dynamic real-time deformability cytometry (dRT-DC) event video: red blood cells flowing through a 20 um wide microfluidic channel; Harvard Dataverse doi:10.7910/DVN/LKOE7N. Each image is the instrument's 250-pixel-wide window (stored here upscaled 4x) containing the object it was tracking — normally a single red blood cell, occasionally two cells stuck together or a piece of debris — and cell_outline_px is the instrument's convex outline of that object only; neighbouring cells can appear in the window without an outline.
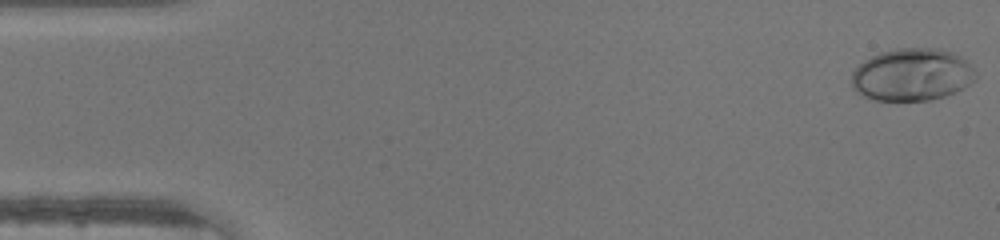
{"species": "human", "species_latin": "Homo sapiens", "temperature_condition": "warm", "stored_images_in_passage": 46, "camera_frame_rate_fps": 3000, "um_per_image_px": 0.085, "donor": {"sex": "male"}, "frame": {"image": 1, "passage_image": 1, "time_ms": 0.0, "image_size_px": [1000, 240], "cell_outline_px": [[976, 80], [964, 88], [944, 96], [928, 100], [872, 100], [856, 92], [852, 88], [852, 72], [864, 60], [880, 52], [896, 48], [940, 48], [952, 52], [960, 56], [976, 72]], "centroid_in_image_um": [77.51, 6.34], "position_along_channel_um": 7.5, "area_um2": 37.97}}
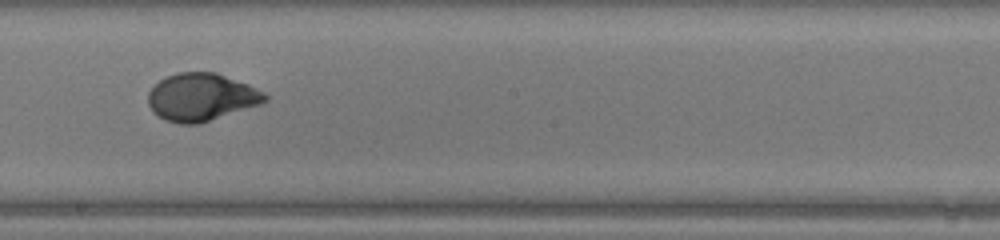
{"frame": {"image": 2, "passage_image": 26, "time_ms": 8.333, "image_size_px": [1000, 240], "cell_outline_px": [[268, 100], [264, 104], [200, 124], [180, 124], [164, 120], [152, 112], [148, 104], [148, 92], [160, 80], [176, 72], [216, 72], [248, 84], [264, 92], [268, 96]], "centroid_in_image_um": [17.14, 8.27], "position_along_channel_um": 231.1, "area_um2": 32.89}}
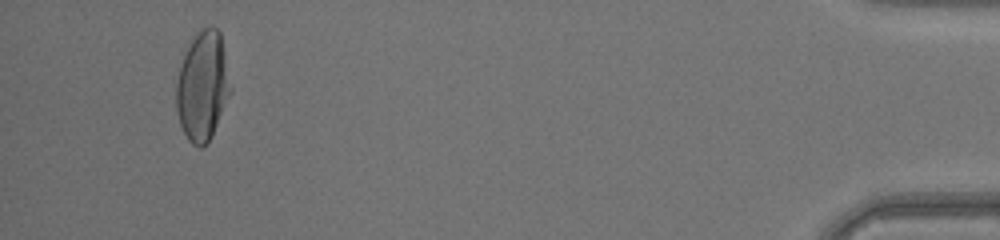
{"frame": {"image": 3, "passage_image": 44, "time_ms": 14.333, "image_size_px": [1000, 240], "cell_outline_px": [[232, 92], [212, 136], [208, 144], [200, 148], [192, 144], [188, 140], [180, 124], [176, 108], [176, 84], [180, 64], [192, 40], [204, 28], [212, 24], [220, 32], [232, 88]], "centroid_in_image_um": [17.24, 7.37], "position_along_channel_um": 418.0, "area_um2": 34.56}}